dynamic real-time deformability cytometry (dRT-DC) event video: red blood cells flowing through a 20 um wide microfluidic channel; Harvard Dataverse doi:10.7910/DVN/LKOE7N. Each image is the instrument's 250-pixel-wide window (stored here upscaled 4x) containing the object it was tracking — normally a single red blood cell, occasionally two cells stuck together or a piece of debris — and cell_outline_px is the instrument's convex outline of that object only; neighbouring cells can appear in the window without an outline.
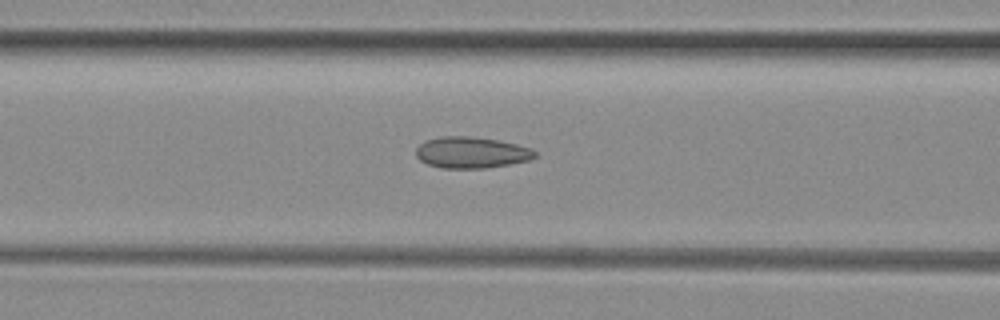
{"species": "common noctule bat (a hibernating species)", "species_latin": "Nyctalus noctula", "temperature_condition": "room temperature", "stored_images_in_passage": 17, "camera_frame_rate_fps": 3000, "um_per_image_px": 0.085, "animal": {"sex": "female", "body_mass_g": 29.2, "forearm_length_mm": 56.3}, "frame": {"image": 1, "passage_image": 15, "time_ms": 4.667, "image_size_px": [1000, 320], "cell_outline_px": [[536, 156], [528, 160], [508, 164], [484, 168], [444, 168], [428, 164], [420, 160], [416, 156], [416, 148], [424, 140], [440, 136], [472, 136], [500, 140], [532, 148], [536, 152]], "centroid_in_image_um": [40.05, 12.94], "position_along_channel_um": 126.5, "area_um2": 21.73}}